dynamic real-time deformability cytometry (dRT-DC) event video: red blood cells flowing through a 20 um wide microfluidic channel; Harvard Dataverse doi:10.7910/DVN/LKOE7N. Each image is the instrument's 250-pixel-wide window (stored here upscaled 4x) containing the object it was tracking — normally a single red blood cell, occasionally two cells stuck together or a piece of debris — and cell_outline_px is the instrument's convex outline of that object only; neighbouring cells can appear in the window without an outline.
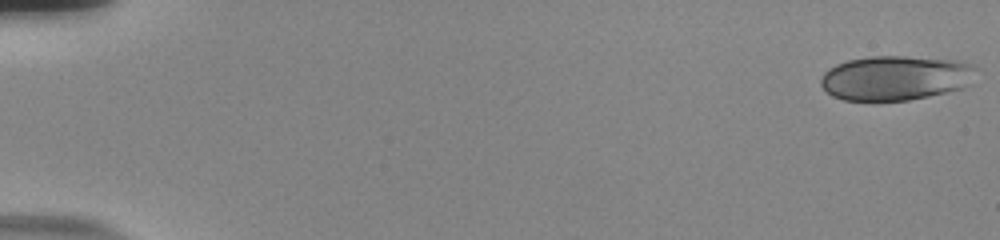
{"species": "human", "species_latin": "Homo sapiens", "temperature_condition": "room temperature", "stored_images_in_passage": 50, "camera_frame_rate_fps": 3000, "um_per_image_px": 0.085, "donor": {"sex": "male"}, "frame": {"image": 1, "passage_image": 1, "time_ms": 0.0, "image_size_px": [1000, 240], "cell_outline_px": [[976, 68], [960, 88], [928, 96], [908, 100], [844, 100], [832, 96], [820, 84], [820, 80], [824, 72], [828, 68], [836, 64], [848, 60], [872, 56], [904, 56], [956, 60], [972, 64]], "centroid_in_image_um": [76.02, 6.61], "position_along_channel_um": 9.0, "area_um2": 39.71}}
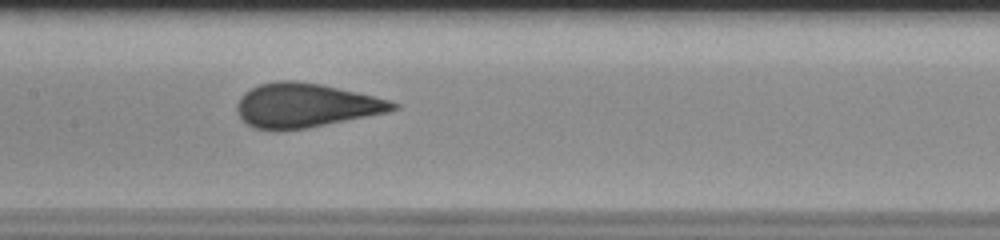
{"frame": {"image": 2, "passage_image": 29, "time_ms": 9.333, "image_size_px": [1000, 240], "cell_outline_px": [[400, 108], [384, 112], [304, 128], [252, 128], [236, 112], [236, 104], [240, 96], [244, 92], [260, 84], [276, 80], [296, 80], [320, 84], [356, 92], [388, 100], [400, 104]], "centroid_in_image_um": [25.92, 8.92], "position_along_channel_um": 181.5, "area_um2": 39.07}}
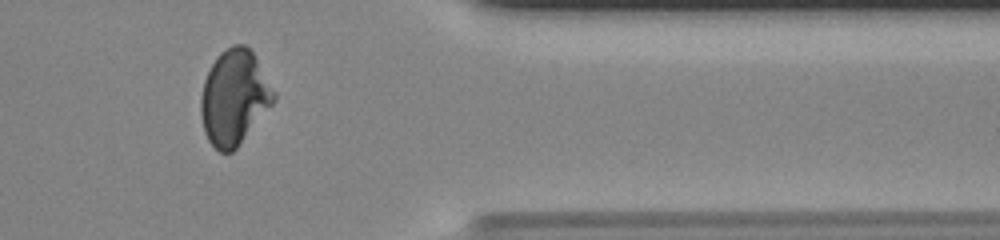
{"frame": {"image": 3, "passage_image": 47, "time_ms": 15.333, "image_size_px": [1000, 240], "cell_outline_px": [[276, 100], [236, 148], [232, 152], [220, 152], [208, 140], [204, 132], [200, 112], [200, 100], [204, 80], [212, 64], [220, 52], [232, 44], [244, 44], [252, 52], [276, 92]], "centroid_in_image_um": [19.9, 8.28], "position_along_channel_um": 391.5, "area_um2": 40.11}, "authors_computed_cell_mechanics": {"area_um2": 39.7664, "velocity_mm_per_s": 3.7326, "shape_relaxation_time_tau1_ms": 10.4475, "shape_relaxation_time_tau2_ms": null, "deformation_change_tau1": 0.2656, "deformation_change_tau2": null}}